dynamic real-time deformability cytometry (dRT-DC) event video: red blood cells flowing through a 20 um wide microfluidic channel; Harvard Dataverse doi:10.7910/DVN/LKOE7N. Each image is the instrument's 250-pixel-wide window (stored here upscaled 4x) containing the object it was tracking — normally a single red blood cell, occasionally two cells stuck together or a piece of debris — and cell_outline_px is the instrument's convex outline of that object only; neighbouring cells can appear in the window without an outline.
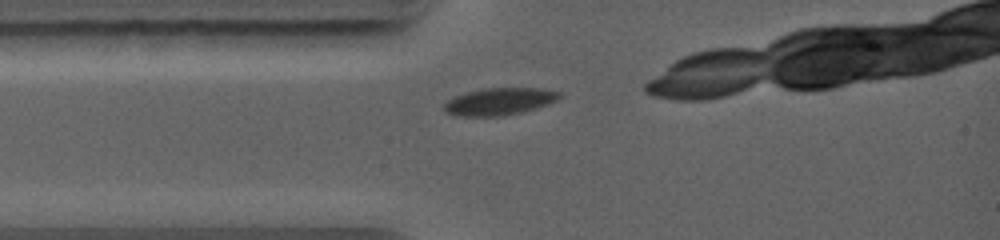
{"species": "common noctule bat (a hibernating species)", "species_latin": "Nyctalus noctula", "temperature_condition": "warm", "stored_images_in_passage": 1, "camera_frame_rate_fps": 5000, "um_per_image_px": 0.085, "animal": {"sex": "female", "body_mass_g": 19.0, "forearm_length_mm": 56.7}, "frame": {"image": 1, "passage_image": 1, "time_ms": 0.0, "image_size_px": [1000, 240], "cell_outline_px": [[560, 96], [556, 100], [548, 104], [536, 108], [504, 116], [456, 116], [444, 112], [444, 104], [448, 100], [456, 96], [468, 92], [484, 88], [540, 88], [560, 92]], "centroid_in_image_um": [42.42, 8.63], "position_along_channel_um": 42.6, "area_um2": 18.15}}